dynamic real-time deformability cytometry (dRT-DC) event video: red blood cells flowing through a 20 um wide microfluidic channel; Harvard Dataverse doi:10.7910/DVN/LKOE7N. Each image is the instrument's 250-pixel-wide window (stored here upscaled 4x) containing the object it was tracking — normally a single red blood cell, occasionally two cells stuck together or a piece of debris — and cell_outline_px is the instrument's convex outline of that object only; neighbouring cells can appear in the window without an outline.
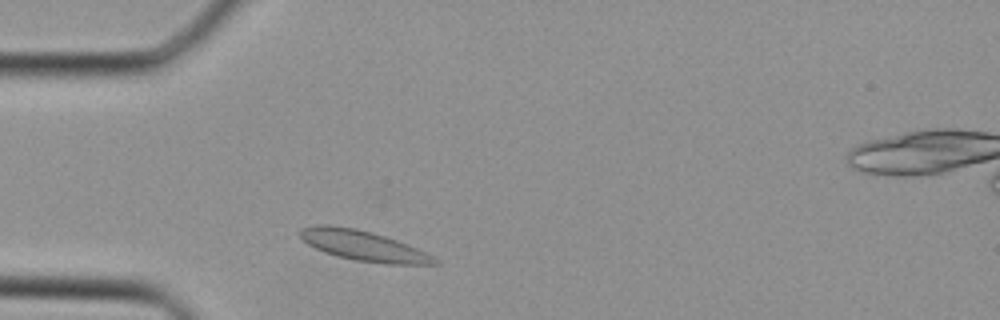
{"species": "Egyptian fruit bat (a non-hibernating species)", "species_latin": "Rousettus aegyptiacus", "temperature_condition": "cold", "stored_images_in_passage": 32, "camera_frame_rate_fps": 3000, "um_per_image_px": 0.085, "animal": {"sex": "female"}, "frame": {"image": 1, "passage_image": 3, "time_ms": 0.667, "image_size_px": [1000, 320], "cell_outline_px": [[440, 264], [384, 264], [356, 260], [324, 252], [308, 244], [296, 232], [300, 228], [316, 224], [328, 224], [356, 228], [372, 232], [396, 240], [416, 248], [440, 260]], "centroid_in_image_um": [30.84, 20.87], "position_along_channel_um": 54.2, "area_um2": 23.58}}
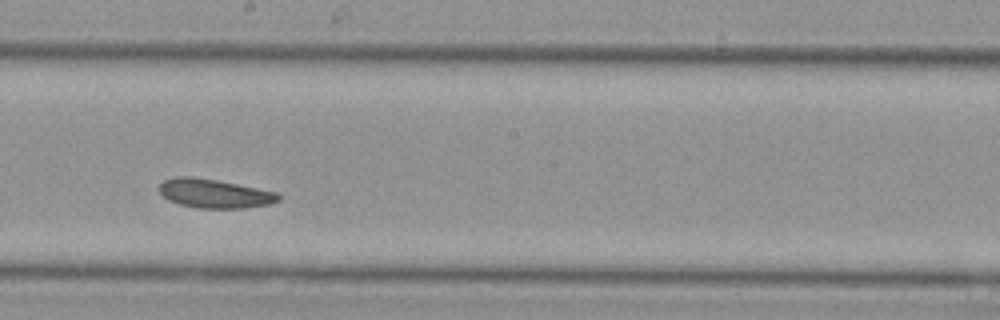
{"frame": {"image": 2, "passage_image": 14, "time_ms": 4.333, "image_size_px": [1000, 320], "cell_outline_px": [[280, 200], [272, 204], [244, 208], [196, 208], [180, 204], [168, 200], [160, 192], [160, 184], [164, 180], [176, 176], [192, 176], [216, 180], [276, 192], [280, 196]], "centroid_in_image_um": [18.23, 16.45], "position_along_channel_um": 230.0, "area_um2": 20.0}}
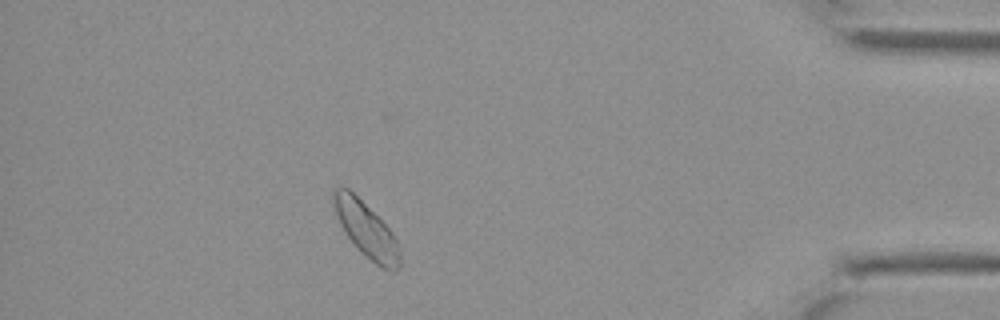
{"frame": {"image": 3, "passage_image": 27, "time_ms": 8.667, "image_size_px": [1000, 320], "cell_outline_px": [[400, 268], [396, 272], [392, 272], [380, 268], [360, 252], [356, 248], [340, 224], [332, 208], [332, 192], [336, 188], [348, 188], [392, 232], [400, 248]], "centroid_in_image_um": [31.13, 19.59], "position_along_channel_um": 404.1, "area_um2": 21.21}}